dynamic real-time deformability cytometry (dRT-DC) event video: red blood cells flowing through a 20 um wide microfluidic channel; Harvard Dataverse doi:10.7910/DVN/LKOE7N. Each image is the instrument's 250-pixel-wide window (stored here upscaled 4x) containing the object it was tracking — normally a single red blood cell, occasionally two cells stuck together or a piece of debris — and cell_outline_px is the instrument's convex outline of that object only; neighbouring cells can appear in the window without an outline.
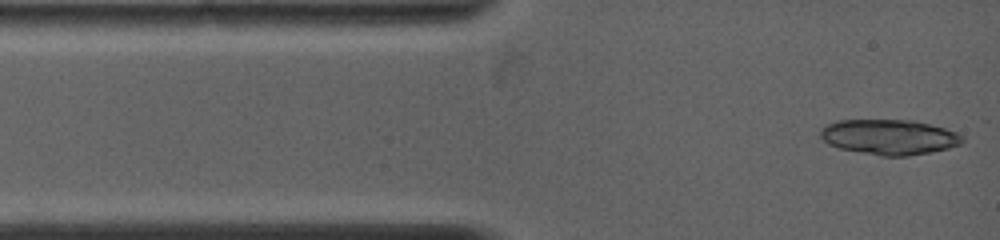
{"species": "common noctule bat (a hibernating species)", "species_latin": "Nyctalus noctula", "temperature_condition": "warm", "stored_images_in_passage": 5, "camera_frame_rate_fps": 5000, "um_per_image_px": 0.085, "animal": {"sex": "female", "body_mass_g": 19.0, "forearm_length_mm": 53.3}, "frame": {"image": 1, "passage_image": 1, "time_ms": 0.0, "image_size_px": [1000, 240], "cell_outline_px": [[964, 140], [960, 144], [948, 148], [908, 156], [880, 156], [840, 148], [828, 144], [820, 136], [820, 128], [836, 120], [912, 120], [944, 128], [956, 132], [964, 136]], "centroid_in_image_um": [75.57, 11.64], "position_along_channel_um": 9.4, "area_um2": 29.02}}